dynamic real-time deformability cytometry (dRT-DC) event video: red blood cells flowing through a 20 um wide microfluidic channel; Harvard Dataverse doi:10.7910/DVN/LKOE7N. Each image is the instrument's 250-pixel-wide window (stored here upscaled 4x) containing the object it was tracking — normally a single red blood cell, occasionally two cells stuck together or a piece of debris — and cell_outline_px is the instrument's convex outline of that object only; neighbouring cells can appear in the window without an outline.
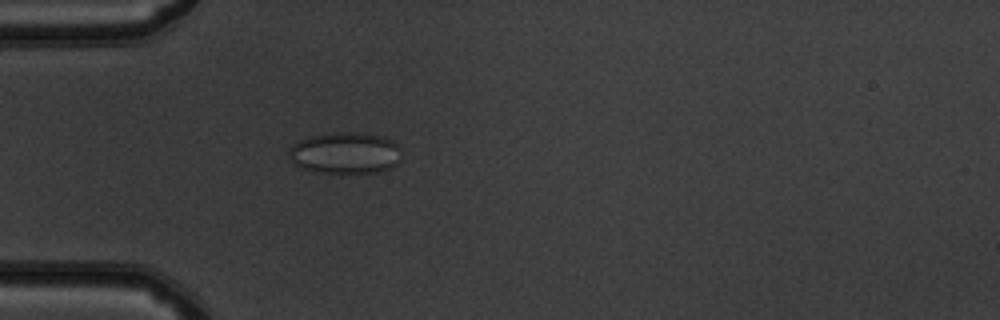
{"species": "common noctule bat (a hibernating species)", "species_latin": "Nyctalus noctula", "temperature_condition": "warm", "stored_images_in_passage": 44, "camera_frame_rate_fps": 3000, "um_per_image_px": 0.085, "animal": {"sex": "male", "body_mass_g": 19.5, "forearm_length_mm": 54.6}, "frame": {"image": 1, "passage_image": 9, "time_ms": 2.667, "image_size_px": [1000, 320], "cell_outline_px": [[400, 160], [396, 164], [380, 172], [320, 172], [300, 168], [292, 164], [288, 152], [288, 148], [292, 144], [300, 140], [312, 136], [332, 132], [352, 132], [384, 136], [400, 144]], "centroid_in_image_um": [29.33, 12.99], "position_along_channel_um": 55.7, "area_um2": 27.4}}
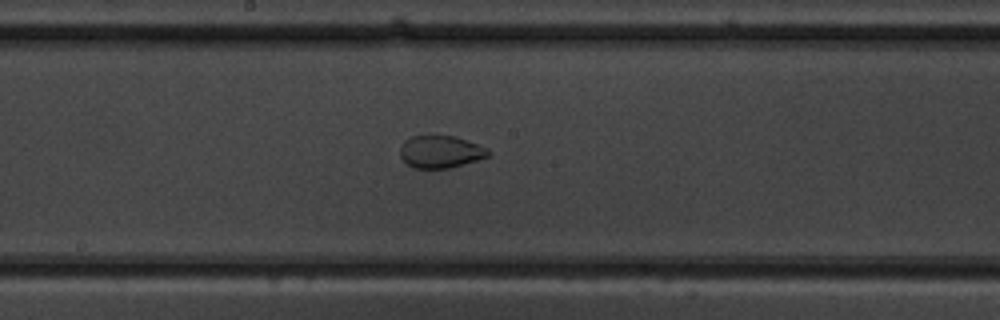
{"frame": {"image": 2, "passage_image": 21, "time_ms": 6.667, "image_size_px": [1000, 320], "cell_outline_px": [[492, 152], [488, 156], [476, 160], [448, 168], [412, 168], [400, 156], [400, 148], [404, 140], [412, 136], [456, 136], [488, 148]], "centroid_in_image_um": [37.44, 12.89], "position_along_channel_um": 210.8, "area_um2": 16.53}}
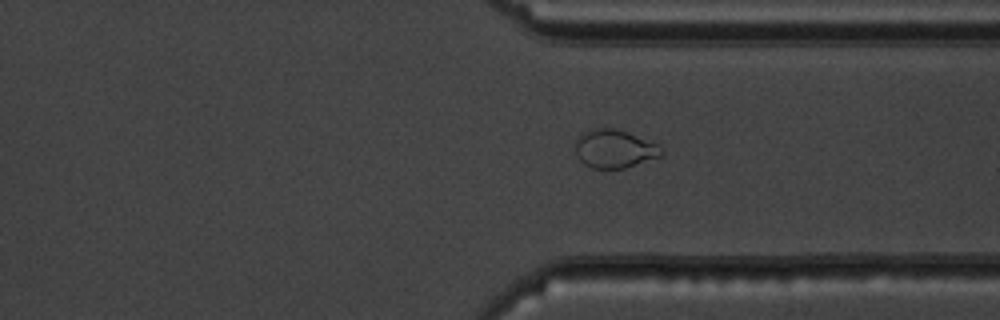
{"frame": {"image": 3, "passage_image": 32, "time_ms": 10.333, "image_size_px": [1000, 320], "cell_outline_px": [[664, 156], [624, 168], [592, 168], [584, 164], [580, 160], [572, 144], [580, 132], [596, 128], [612, 128], [624, 132], [656, 144], [664, 152]], "centroid_in_image_um": [52.16, 12.66], "position_along_channel_um": 359.2, "area_um2": 19.19}, "authors_computed_cell_mechanics": {"area_um2": 21.6172, "velocity_mm_per_s": 4.0421, "shape_relaxation_time_tau1_ms": null, "shape_relaxation_time_tau2_ms": 1.1178, "deformation_change_tau1": null, "deformation_change_tau2": 0.0571}}